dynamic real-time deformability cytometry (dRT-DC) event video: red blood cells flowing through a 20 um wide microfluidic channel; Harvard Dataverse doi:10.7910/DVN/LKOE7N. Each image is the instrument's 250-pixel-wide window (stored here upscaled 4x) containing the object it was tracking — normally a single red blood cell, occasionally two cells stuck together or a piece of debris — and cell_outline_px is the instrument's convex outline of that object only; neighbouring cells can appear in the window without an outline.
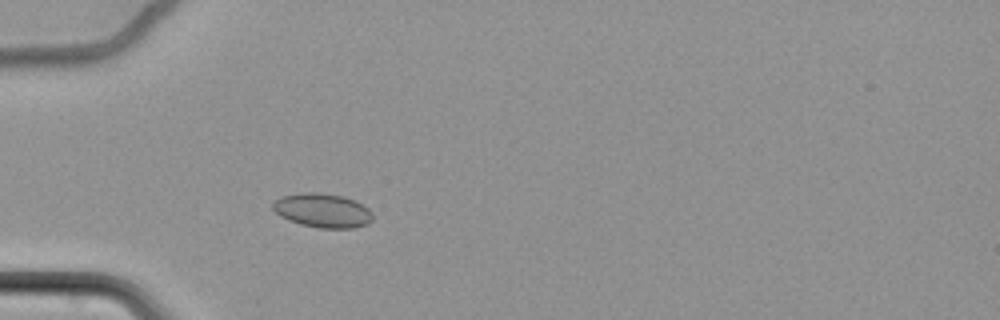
{"species": "common noctule bat (a hibernating species)", "species_latin": "Nyctalus noctula", "temperature_condition": "cold", "stored_images_in_passage": 56, "camera_frame_rate_fps": 3000, "um_per_image_px": 0.085, "animal": {"sex": "female", "body_mass_g": 22.7, "forearm_length_mm": 54.2}, "frame": {"image": 1, "passage_image": 14, "time_ms": 4.333, "image_size_px": [1000, 320], "cell_outline_px": [[372, 220], [368, 224], [352, 228], [320, 228], [300, 224], [288, 220], [280, 216], [272, 208], [272, 204], [280, 196], [300, 192], [316, 192], [344, 196], [368, 208], [372, 212]], "centroid_in_image_um": [27.39, 17.89], "position_along_channel_um": 57.6, "area_um2": 19.88}}
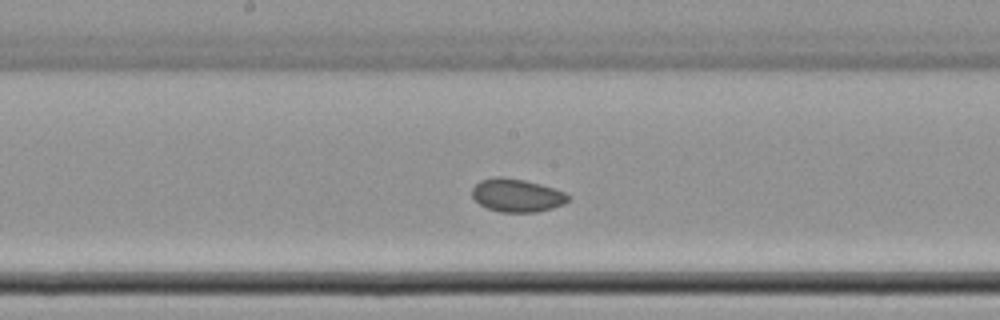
{"frame": {"image": 2, "passage_image": 28, "time_ms": 9.0, "image_size_px": [1000, 320], "cell_outline_px": [[572, 196], [564, 204], [552, 208], [536, 212], [500, 212], [488, 208], [480, 204], [472, 196], [472, 188], [480, 180], [496, 176], [504, 176], [524, 180], [540, 184], [564, 192]], "centroid_in_image_um": [43.93, 16.6], "position_along_channel_um": 204.3, "area_um2": 18.55}}
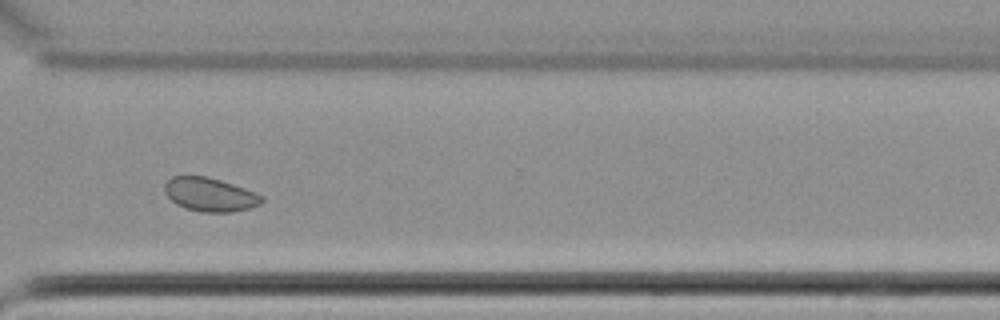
{"frame": {"image": 3, "passage_image": 41, "time_ms": 13.333, "image_size_px": [1000, 320], "cell_outline_px": [[264, 200], [260, 204], [252, 208], [232, 212], [200, 212], [176, 204], [164, 192], [164, 184], [172, 176], [208, 176], [244, 188], [264, 196]], "centroid_in_image_um": [17.86, 16.54], "position_along_channel_um": 352.7, "area_um2": 19.07}, "authors_computed_cell_mechanics": {"area_um2": 19.2185, "velocity_mm_per_s": 3.4059, "shape_relaxation_time_tau1_ms": null, "shape_relaxation_time_tau2_ms": 3.4247, "deformation_change_tau1": null, "deformation_change_tau2": 0.0441}}